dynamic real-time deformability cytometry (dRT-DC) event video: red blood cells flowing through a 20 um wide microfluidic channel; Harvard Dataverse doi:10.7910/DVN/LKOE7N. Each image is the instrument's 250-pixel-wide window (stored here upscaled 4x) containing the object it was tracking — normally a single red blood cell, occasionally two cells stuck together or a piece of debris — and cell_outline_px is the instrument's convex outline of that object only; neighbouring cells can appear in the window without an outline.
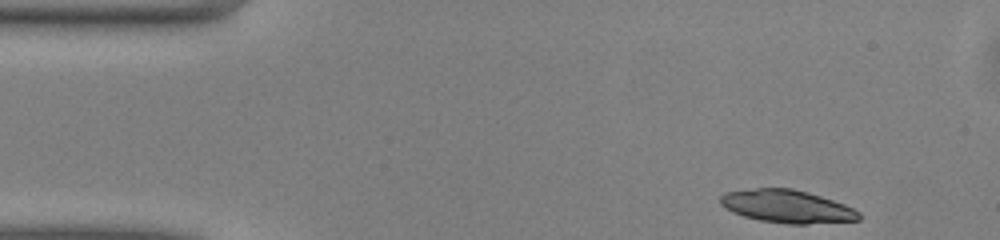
{"species": "common noctule bat (a hibernating species)", "species_latin": "Nyctalus noctula", "temperature_condition": "warm", "stored_images_in_passage": 11, "camera_frame_rate_fps": 3000, "um_per_image_px": 0.085, "animal": {"sex": "male", "body_mass_g": 13.0, "forearm_length_mm": 53.1}, "frame": {"image": 1, "passage_image": 1, "time_ms": 0.0, "image_size_px": [1000, 240], "cell_outline_px": [[860, 220], [808, 224], [788, 224], [760, 220], [744, 216], [732, 212], [720, 204], [720, 196], [724, 192], [756, 188], [792, 188], [808, 192], [844, 204], [860, 212]], "centroid_in_image_um": [66.89, 17.54], "position_along_channel_um": 18.1, "area_um2": 26.53}}